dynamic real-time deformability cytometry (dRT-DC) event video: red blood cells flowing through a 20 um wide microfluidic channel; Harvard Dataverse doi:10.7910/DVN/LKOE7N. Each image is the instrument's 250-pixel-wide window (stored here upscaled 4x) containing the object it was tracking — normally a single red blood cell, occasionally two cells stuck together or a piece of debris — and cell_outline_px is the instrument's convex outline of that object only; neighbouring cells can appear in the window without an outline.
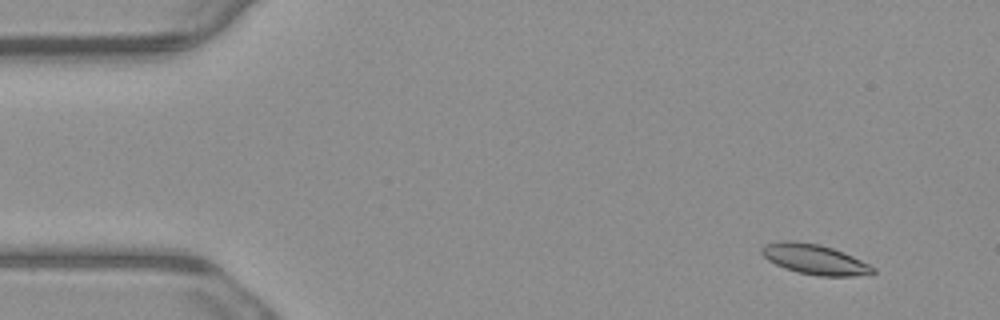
{"species": "common noctule bat (a hibernating species)", "species_latin": "Nyctalus noctula", "temperature_condition": "warm", "stored_images_in_passage": 4, "camera_frame_rate_fps": 3000, "um_per_image_px": 0.085, "animal": {"sex": "male", "body_mass_g": 23.1, "forearm_length_mm": 52.7}, "frame": {"image": 1, "passage_image": 1, "time_ms": 0.0, "image_size_px": [1000, 320], "cell_outline_px": [[876, 272], [868, 276], [816, 276], [796, 272], [784, 268], [768, 260], [760, 252], [760, 248], [764, 244], [780, 240], [792, 240], [820, 244], [844, 252], [876, 268]], "centroid_in_image_um": [69.24, 22.04], "position_along_channel_um": 15.8, "area_um2": 19.88}}
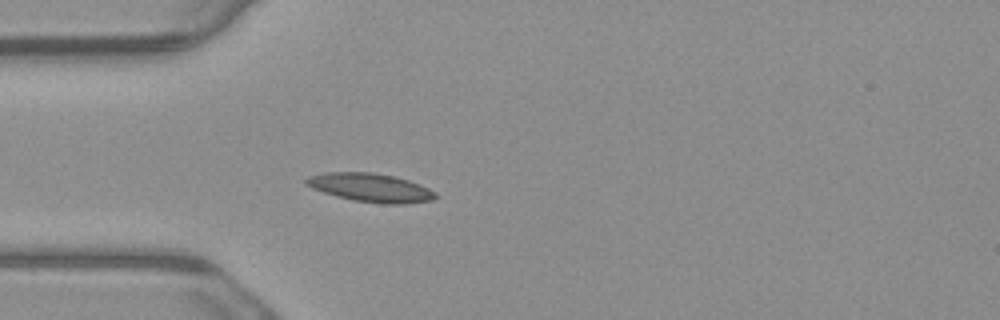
{"frame": {"image": 2, "passage_image": 4, "time_ms": 1.0, "image_size_px": [1000, 320], "cell_outline_px": [[440, 196], [432, 200], [404, 204], [384, 204], [352, 200], [336, 196], [312, 188], [304, 184], [304, 180], [308, 176], [324, 172], [372, 172], [392, 176], [408, 180], [420, 184], [436, 192]], "centroid_in_image_um": [31.5, 15.95], "position_along_channel_um": 53.5, "area_um2": 21.68}}